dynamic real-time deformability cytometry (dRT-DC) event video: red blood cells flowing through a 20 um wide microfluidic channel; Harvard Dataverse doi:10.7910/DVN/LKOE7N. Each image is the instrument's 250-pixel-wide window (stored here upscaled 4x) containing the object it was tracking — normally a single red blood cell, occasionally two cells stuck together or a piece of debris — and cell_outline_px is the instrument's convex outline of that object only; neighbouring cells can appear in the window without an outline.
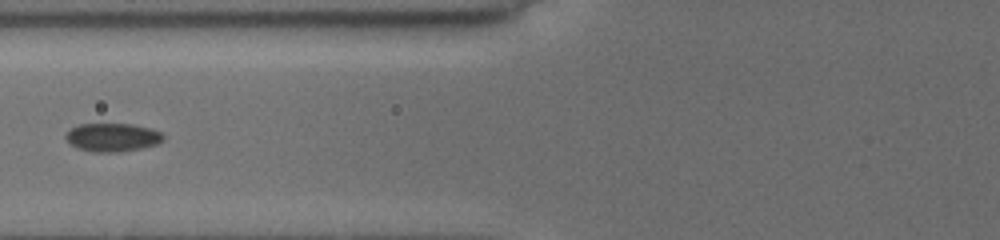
{"species": "common noctule bat (a hibernating species)", "species_latin": "Nyctalus noctula", "temperature_condition": "cold", "stored_images_in_passage": 11, "segment_of_instrument_passage": [2, 2], "camera_frame_rate_fps": 3000, "um_per_image_px": 0.085, "animal": {"sex": "female", "body_mass_g": 19.5, "forearm_length_mm": 54.1}, "frame": {"image": 1, "passage_image": 9, "time_ms": 7.667, "image_size_px": [1000, 240], "cell_outline_px": [[164, 140], [156, 144], [140, 148], [120, 152], [92, 152], [80, 148], [72, 144], [64, 136], [72, 128], [80, 124], [132, 124], [152, 128], [160, 132], [164, 136]], "centroid_in_image_um": [9.6, 11.67], "position_along_channel_um": 116.2, "area_um2": 15.95}}